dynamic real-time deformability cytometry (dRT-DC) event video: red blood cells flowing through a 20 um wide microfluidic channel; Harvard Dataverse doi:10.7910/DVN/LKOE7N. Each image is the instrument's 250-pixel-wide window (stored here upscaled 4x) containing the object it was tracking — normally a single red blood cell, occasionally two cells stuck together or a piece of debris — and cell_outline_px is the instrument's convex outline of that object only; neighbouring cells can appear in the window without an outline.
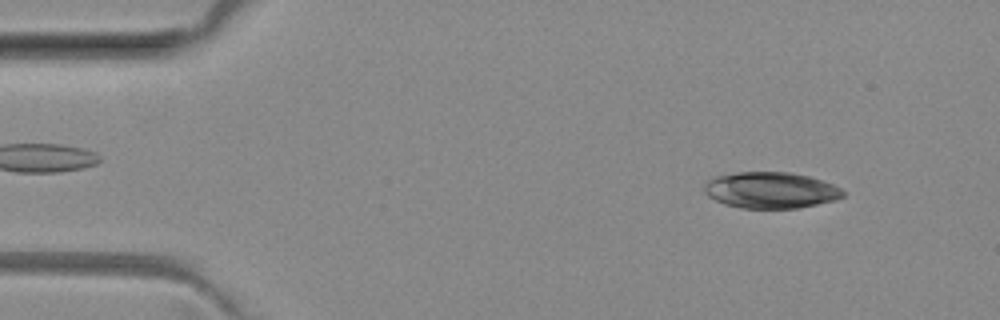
{"species": "common noctule bat (a hibernating species)", "species_latin": "Nyctalus noctula", "temperature_condition": "room temperature", "stored_images_in_passage": 52, "camera_frame_rate_fps": 3000, "um_per_image_px": 0.085, "animal": {"sex": "female", "body_mass_g": 29.2, "forearm_length_mm": 56.3}, "frame": {"image": 1, "passage_image": 6, "time_ms": 1.667, "image_size_px": [1000, 320], "cell_outline_px": [[844, 196], [836, 200], [796, 208], [740, 208], [724, 204], [708, 196], [704, 192], [704, 184], [708, 180], [716, 176], [736, 172], [788, 172], [808, 176], [832, 184], [840, 188], [844, 192]], "centroid_in_image_um": [65.48, 16.16], "position_along_channel_um": 19.5, "area_um2": 29.19}}
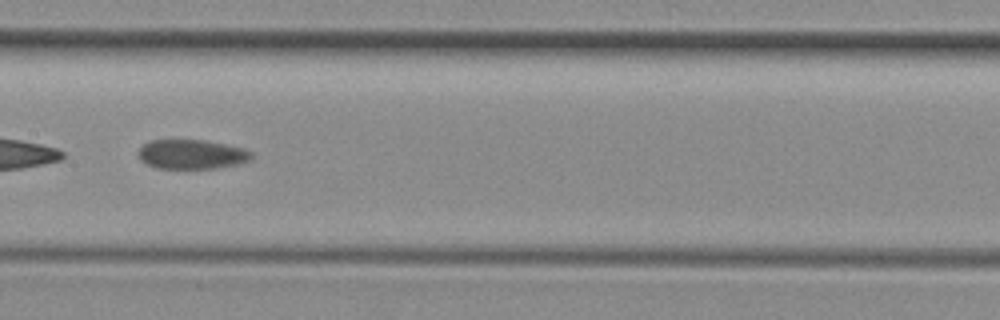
{"frame": {"image": 2, "passage_image": 26, "time_ms": 8.333, "image_size_px": [1000, 320], "cell_outline_px": [[252, 156], [248, 160], [236, 164], [216, 168], [156, 168], [140, 160], [136, 156], [136, 152], [148, 140], [204, 140], [244, 148], [252, 152]], "centroid_in_image_um": [16.23, 13.11], "position_along_channel_um": 191.2, "area_um2": 19.36}}
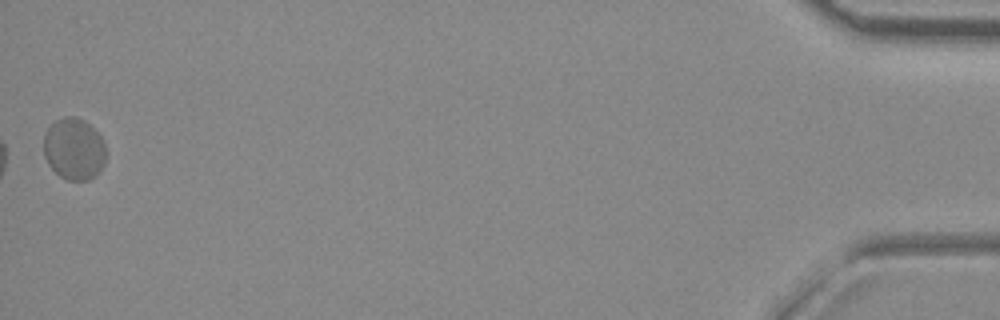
{"frame": {"image": 3, "passage_image": 52, "time_ms": 17.0, "image_size_px": [1000, 320], "cell_outline_px": [[104, 164], [100, 172], [96, 176], [88, 180], [68, 180], [60, 176], [48, 164], [44, 156], [44, 132], [56, 120], [64, 116], [76, 116], [84, 120], [100, 136], [104, 144]], "centroid_in_image_um": [6.27, 12.66], "position_along_channel_um": 428.9, "area_um2": 22.37}, "authors_computed_cell_mechanics": {"area_um2": 21.4438, "velocity_mm_per_s": 3.958, "shape_relaxation_time_tau1_ms": 6.8759, "shape_relaxation_time_tau2_ms": 1.1459, "deformation_change_tau1": 0.0713, "deformation_change_tau2": 0.0372}}